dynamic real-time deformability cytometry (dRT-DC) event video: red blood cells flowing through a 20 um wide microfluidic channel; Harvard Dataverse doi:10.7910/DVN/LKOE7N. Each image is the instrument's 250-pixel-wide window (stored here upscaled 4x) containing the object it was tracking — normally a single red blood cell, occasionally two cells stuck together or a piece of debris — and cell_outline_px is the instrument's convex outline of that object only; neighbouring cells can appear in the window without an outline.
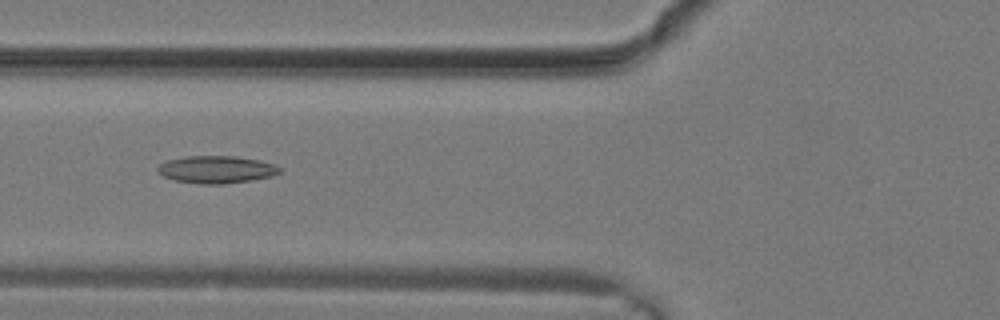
{"species": "common noctule bat (a hibernating species)", "species_latin": "Nyctalus noctula", "temperature_condition": "warm", "stored_images_in_passage": 22, "camera_frame_rate_fps": 3000, "um_per_image_px": 0.085, "animal": {"sex": "male", "body_mass_g": 19.2, "forearm_length_mm": 51.8}, "frame": {"image": 1, "passage_image": 12, "time_ms": 3.667, "image_size_px": [1000, 320], "cell_outline_px": [[280, 172], [272, 176], [248, 180], [220, 184], [200, 184], [172, 180], [156, 172], [156, 168], [160, 164], [168, 160], [184, 156], [236, 156], [260, 160], [272, 164], [280, 168]], "centroid_in_image_um": [18.33, 14.4], "position_along_channel_um": 107.5, "area_um2": 19.42}}
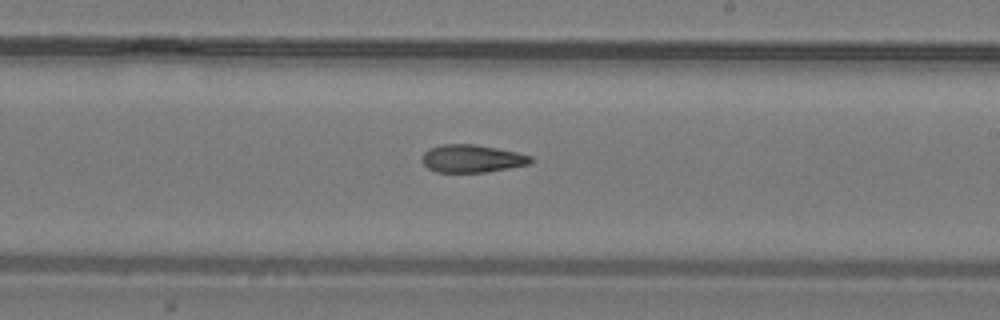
{"frame": {"image": 2, "passage_image": 18, "time_ms": 5.667, "image_size_px": [1000, 320], "cell_outline_px": [[532, 160], [528, 164], [508, 168], [484, 172], [436, 172], [428, 168], [420, 160], [424, 152], [428, 148], [444, 144], [476, 144], [516, 152], [532, 156]], "centroid_in_image_um": [40.07, 13.47], "position_along_channel_um": 248.9, "area_um2": 17.51}}
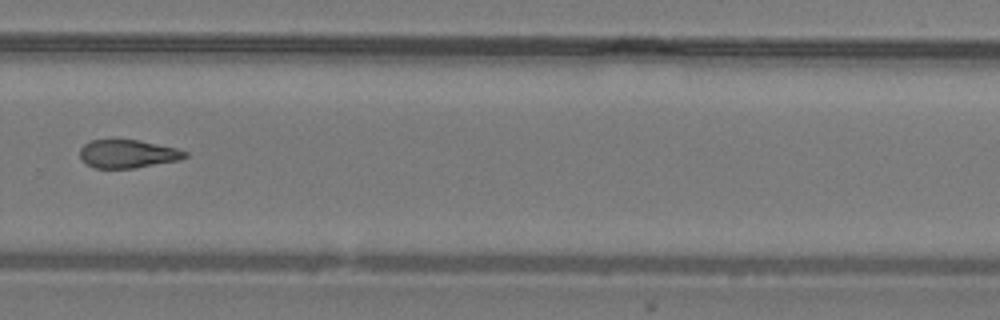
{"frame": {"image": 3, "passage_image": 21, "time_ms": 6.667, "image_size_px": [1000, 320], "cell_outline_px": [[188, 156], [180, 160], [136, 168], [96, 168], [84, 164], [80, 160], [80, 148], [88, 140], [140, 140], [176, 148], [188, 152]], "centroid_in_image_um": [10.84, 13.08], "position_along_channel_um": 319.0, "area_um2": 17.51}}